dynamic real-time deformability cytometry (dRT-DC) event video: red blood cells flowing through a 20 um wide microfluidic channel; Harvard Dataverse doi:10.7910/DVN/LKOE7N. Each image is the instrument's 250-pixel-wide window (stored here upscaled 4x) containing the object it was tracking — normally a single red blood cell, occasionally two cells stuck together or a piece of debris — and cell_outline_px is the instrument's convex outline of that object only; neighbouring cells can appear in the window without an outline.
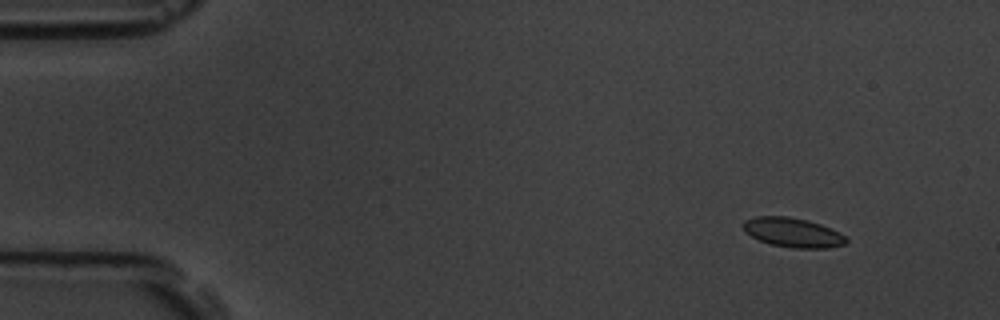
{"species": "common noctule bat (a hibernating species)", "species_latin": "Nyctalus noctula", "temperature_condition": "room temperature", "stored_images_in_passage": 8, "camera_frame_rate_fps": 3000, "um_per_image_px": 0.085, "animal": {"sex": "male", "body_mass_g": 19.5, "forearm_length_mm": 54.6}, "frame": {"image": 1, "passage_image": 2, "time_ms": 1.333, "image_size_px": [1000, 320], "cell_outline_px": [[848, 240], [844, 244], [828, 248], [792, 248], [772, 244], [760, 240], [752, 236], [744, 228], [744, 220], [756, 216], [788, 216], [808, 220], [820, 224], [840, 232]], "centroid_in_image_um": [67.42, 19.75], "position_along_channel_um": 17.6, "area_um2": 17.46}}
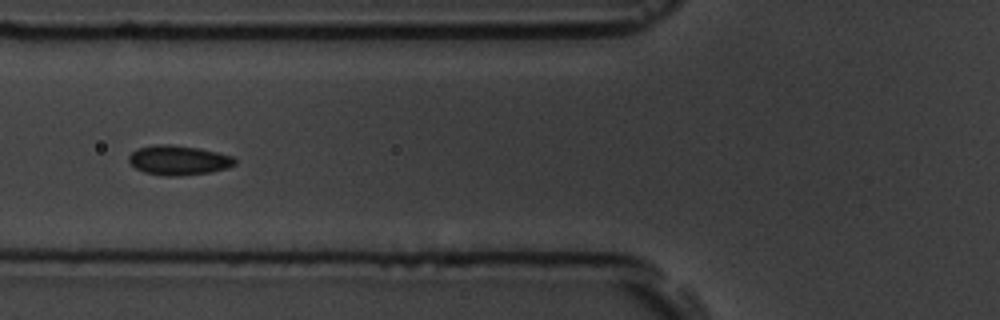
{"frame": {"image": 2, "passage_image": 6, "time_ms": 6.667, "image_size_px": [1000, 320], "cell_outline_px": [[236, 164], [228, 168], [212, 172], [180, 176], [164, 176], [144, 172], [136, 168], [128, 160], [128, 156], [132, 152], [140, 148], [156, 144], [168, 144], [196, 148], [216, 152], [232, 156], [236, 160]], "centroid_in_image_um": [15.19, 13.63], "position_along_channel_um": 110.6, "area_um2": 18.21}}
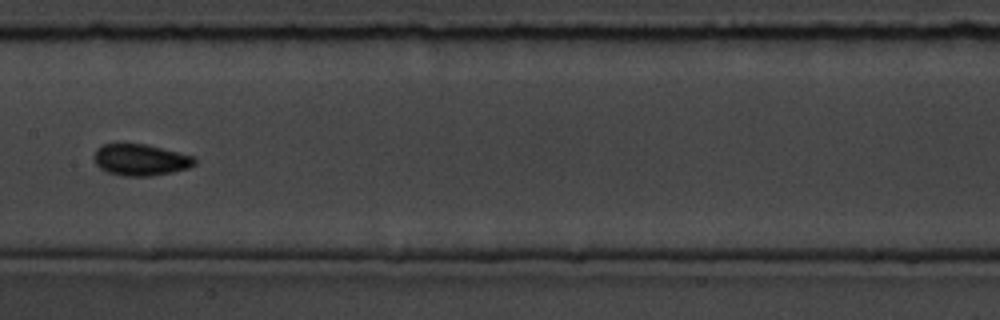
{"frame": {"image": 3, "passage_image": 8, "time_ms": 9.0, "image_size_px": [1000, 320], "cell_outline_px": [[196, 164], [188, 168], [172, 172], [152, 176], [124, 176], [108, 172], [100, 168], [96, 164], [92, 156], [96, 148], [104, 144], [148, 144], [192, 156], [196, 160]], "centroid_in_image_um": [11.92, 13.59], "position_along_channel_um": 195.5, "area_um2": 18.5}}